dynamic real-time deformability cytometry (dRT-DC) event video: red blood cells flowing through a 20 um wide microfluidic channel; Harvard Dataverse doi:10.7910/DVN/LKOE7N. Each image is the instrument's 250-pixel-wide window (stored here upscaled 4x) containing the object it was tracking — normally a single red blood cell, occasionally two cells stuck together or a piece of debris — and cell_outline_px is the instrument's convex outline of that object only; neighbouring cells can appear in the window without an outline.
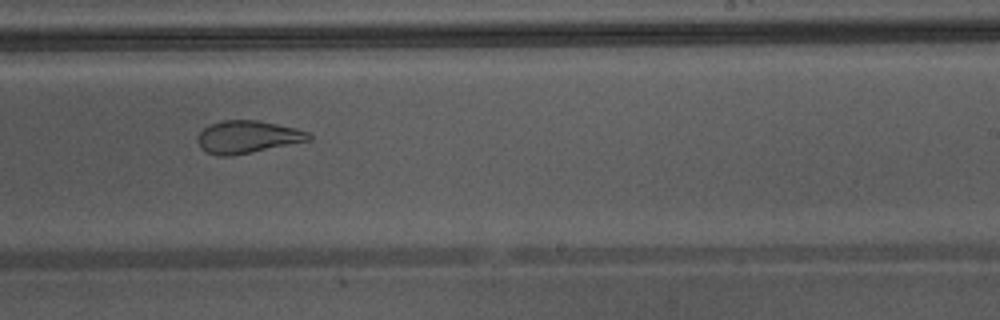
{"species": "Egyptian fruit bat (a non-hibernating species)", "species_latin": "Rousettus aegyptiacus", "temperature_condition": "warm", "stored_images_in_passage": 40, "camera_frame_rate_fps": 3000, "um_per_image_px": 0.085, "animal": {"sex": "male"}, "frame": {"image": 1, "passage_image": 23, "time_ms": 7.333, "image_size_px": [1000, 320], "cell_outline_px": [[312, 140], [252, 152], [228, 156], [216, 156], [200, 148], [196, 140], [200, 132], [204, 128], [212, 124], [224, 120], [260, 120], [296, 128], [308, 132], [312, 136]], "centroid_in_image_um": [21.05, 11.64], "position_along_channel_um": 268.0, "area_um2": 21.1}, "authors_computed_cell_mechanics": {"area_um2": 26.4435, "velocity_mm_per_s": 4.3971, "shape_relaxation_time_tau1_ms": null, "shape_relaxation_time_tau2_ms": 1.1687, "deformation_change_tau1": null, "deformation_change_tau2": 0.0924}}